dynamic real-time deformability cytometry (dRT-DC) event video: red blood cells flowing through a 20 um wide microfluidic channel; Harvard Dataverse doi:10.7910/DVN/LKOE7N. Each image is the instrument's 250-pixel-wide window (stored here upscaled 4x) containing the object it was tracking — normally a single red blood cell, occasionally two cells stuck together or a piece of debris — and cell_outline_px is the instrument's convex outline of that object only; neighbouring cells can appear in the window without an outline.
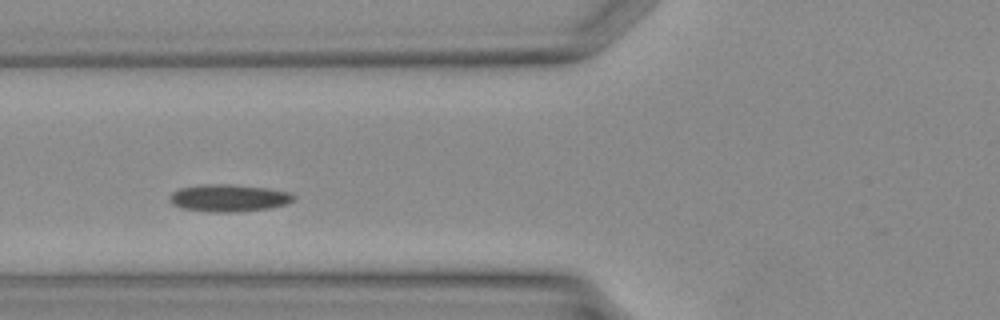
{"species": "Egyptian fruit bat (a non-hibernating species)", "species_latin": "Rousettus aegyptiacus", "temperature_condition": "warm", "stored_images_in_passage": 19, "camera_frame_rate_fps": 3000, "um_per_image_px": 0.085, "animal": {"sex": "female"}, "frame": {"image": 1, "passage_image": 6, "time_ms": 1.667, "image_size_px": [1000, 320], "cell_outline_px": [[296, 196], [288, 204], [268, 208], [236, 212], [208, 212], [180, 208], [172, 204], [168, 196], [172, 192], [180, 188], [204, 184], [232, 184], [264, 188], [292, 192]], "centroid_in_image_um": [19.42, 16.83], "position_along_channel_um": 106.4, "area_um2": 19.83}}